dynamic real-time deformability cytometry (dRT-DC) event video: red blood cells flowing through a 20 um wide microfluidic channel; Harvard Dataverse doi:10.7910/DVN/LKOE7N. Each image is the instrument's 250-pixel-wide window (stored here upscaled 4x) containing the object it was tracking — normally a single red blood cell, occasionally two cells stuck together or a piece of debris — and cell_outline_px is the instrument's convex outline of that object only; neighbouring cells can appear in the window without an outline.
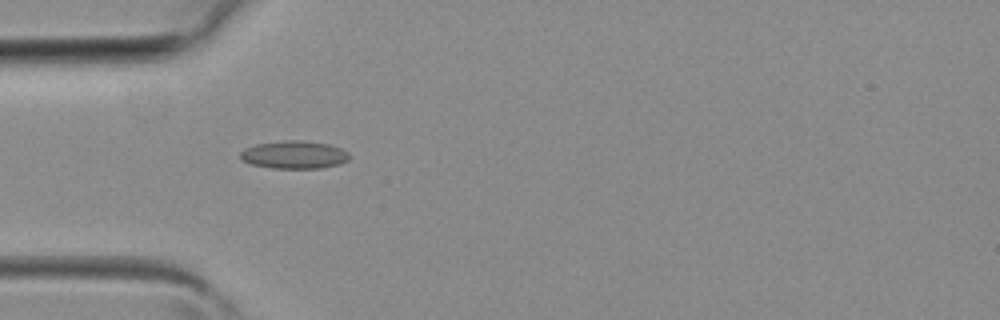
{"species": "common noctule bat (a hibernating species)", "species_latin": "Nyctalus noctula", "temperature_condition": "room temperature", "stored_images_in_passage": 4, "camera_frame_rate_fps": 3000, "um_per_image_px": 0.085, "animal": {"sex": "female", "body_mass_g": 19.3, "forearm_length_mm": 54.1}, "frame": {"image": 1, "passage_image": 4, "time_ms": 1.0, "image_size_px": [1000, 320], "cell_outline_px": [[348, 160], [340, 164], [320, 168], [272, 168], [248, 164], [240, 160], [240, 152], [244, 148], [256, 144], [284, 140], [300, 140], [328, 144], [340, 148], [348, 152]], "centroid_in_image_um": [24.95, 13.16], "position_along_channel_um": 60.1, "area_um2": 17.8}}